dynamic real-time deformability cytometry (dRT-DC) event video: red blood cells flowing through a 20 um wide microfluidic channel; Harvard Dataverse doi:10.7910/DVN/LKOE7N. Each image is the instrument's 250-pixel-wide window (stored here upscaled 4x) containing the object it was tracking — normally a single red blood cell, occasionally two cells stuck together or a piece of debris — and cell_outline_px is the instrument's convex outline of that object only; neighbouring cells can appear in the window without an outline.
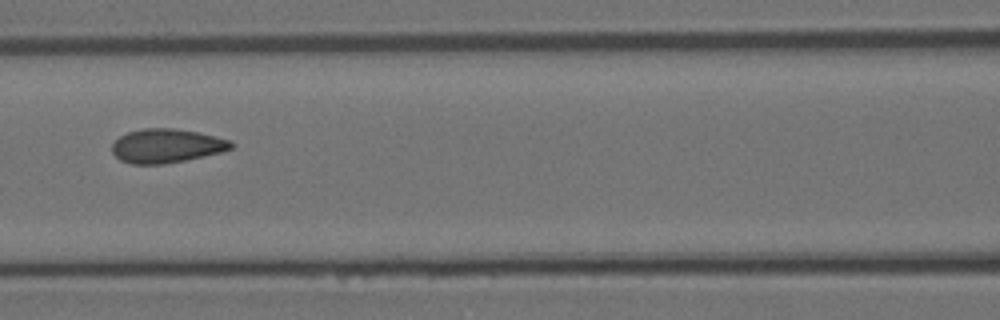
{"species": "Egyptian fruit bat (a non-hibernating species)", "species_latin": "Rousettus aegyptiacus", "temperature_condition": "room temperature", "stored_images_in_passage": 6, "camera_frame_rate_fps": 3000, "um_per_image_px": 0.085, "animal": {"sex": "female"}, "frame": {"image": 1, "passage_image": 3, "time_ms": 0.667, "image_size_px": [1000, 320], "cell_outline_px": [[232, 148], [220, 152], [204, 156], [164, 164], [132, 164], [120, 160], [112, 152], [112, 144], [120, 136], [128, 132], [144, 128], [172, 128], [200, 132], [232, 140]], "centroid_in_image_um": [14.15, 12.39], "position_along_channel_um": 152.4, "area_um2": 23.52}}
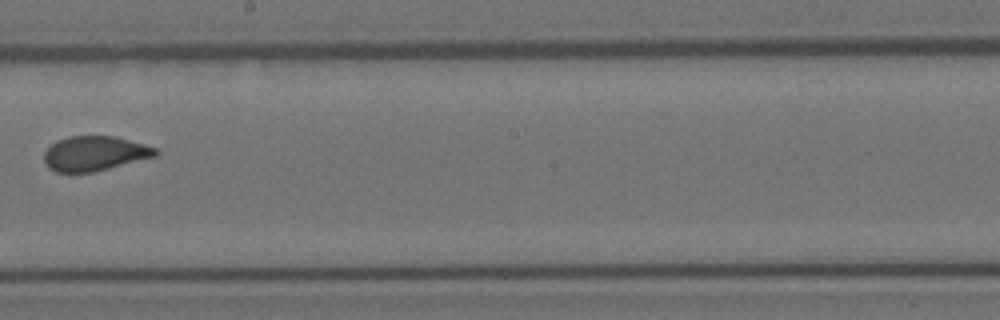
{"frame": {"image": 2, "passage_image": 5, "time_ms": 1.333, "image_size_px": [1000, 320], "cell_outline_px": [[160, 152], [156, 156], [96, 172], [56, 172], [48, 168], [44, 160], [44, 152], [56, 140], [68, 136], [112, 136], [144, 144], [156, 148]], "centroid_in_image_um": [8.04, 13.05], "position_along_channel_um": 240.2, "area_um2": 22.6}}
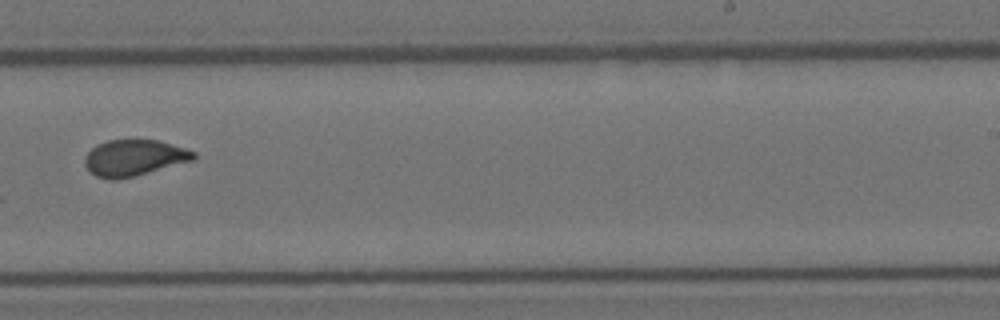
{"frame": {"image": 3, "passage_image": 6, "time_ms": 1.667, "image_size_px": [1000, 320], "cell_outline_px": [[196, 156], [192, 160], [136, 176], [116, 180], [108, 180], [96, 176], [84, 164], [84, 156], [96, 144], [108, 140], [160, 140], [196, 152]], "centroid_in_image_um": [11.37, 13.42], "position_along_channel_um": 277.6, "area_um2": 22.95}}